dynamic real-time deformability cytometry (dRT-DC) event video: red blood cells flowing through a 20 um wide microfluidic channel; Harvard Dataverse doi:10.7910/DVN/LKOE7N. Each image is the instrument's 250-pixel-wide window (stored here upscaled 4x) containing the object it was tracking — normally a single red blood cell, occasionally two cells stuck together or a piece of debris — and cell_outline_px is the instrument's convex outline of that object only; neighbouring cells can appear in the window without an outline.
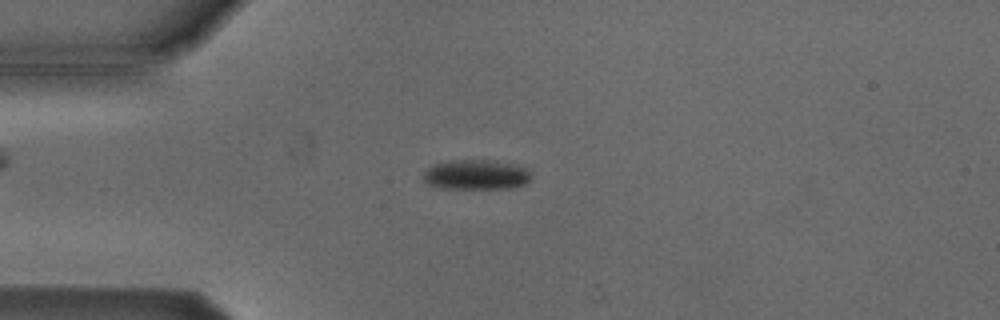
{"species": "Egyptian fruit bat (a non-hibernating species)", "species_latin": "Rousettus aegyptiacus", "temperature_condition": "cold", "stored_images_in_passage": 44, "camera_frame_rate_fps": 3000, "um_per_image_px": 0.085, "animal": {"sex": "male"}, "frame": {"image": 1, "passage_image": 13, "time_ms": 4.0, "image_size_px": [1000, 320], "cell_outline_px": [[532, 176], [528, 184], [512, 188], [440, 188], [428, 184], [424, 180], [424, 172], [428, 168], [436, 164], [448, 160], [492, 160], [528, 168], [532, 172]], "centroid_in_image_um": [40.53, 14.85], "position_along_channel_um": 44.5, "area_um2": 18.9}}
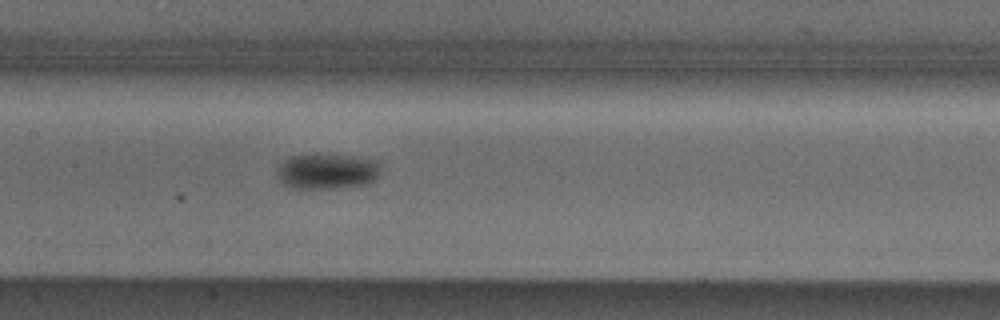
{"frame": {"image": 2, "passage_image": 25, "time_ms": 8.0, "image_size_px": [1000, 320], "cell_outline_px": [[380, 172], [372, 180], [364, 184], [332, 188], [292, 188], [284, 184], [276, 176], [276, 172], [280, 164], [288, 156], [352, 156], [376, 160], [380, 164]], "centroid_in_image_um": [27.77, 14.57], "position_along_channel_um": 179.6, "area_um2": 20.87}}
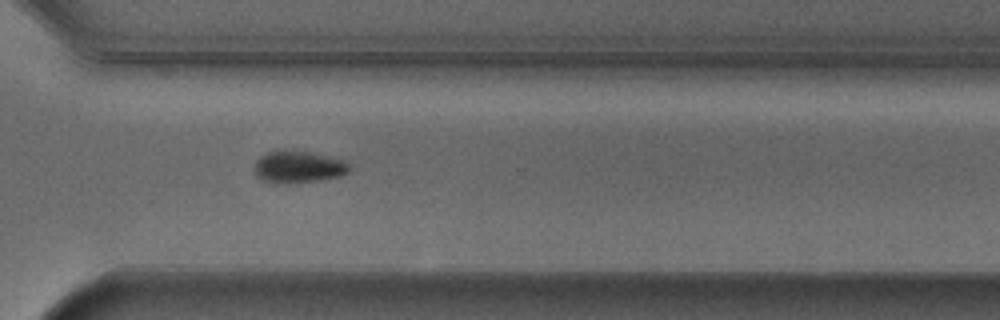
{"frame": {"image": 3, "passage_image": 38, "time_ms": 12.333, "image_size_px": [1000, 320], "cell_outline_px": [[352, 168], [348, 172], [340, 176], [320, 180], [276, 184], [264, 180], [256, 176], [256, 160], [260, 156], [276, 148], [284, 148], [312, 152], [344, 160]], "centroid_in_image_um": [25.35, 14.15], "position_along_channel_um": 345.2, "area_um2": 18.03}, "authors_computed_cell_mechanics": {"area_um2": 19.0451, "velocity_mm_per_s": 3.8287, "shape_relaxation_time_tau1_ms": 1.7954, "shape_relaxation_time_tau2_ms": null, "deformation_change_tau1": 0.0684, "deformation_change_tau2": null}}